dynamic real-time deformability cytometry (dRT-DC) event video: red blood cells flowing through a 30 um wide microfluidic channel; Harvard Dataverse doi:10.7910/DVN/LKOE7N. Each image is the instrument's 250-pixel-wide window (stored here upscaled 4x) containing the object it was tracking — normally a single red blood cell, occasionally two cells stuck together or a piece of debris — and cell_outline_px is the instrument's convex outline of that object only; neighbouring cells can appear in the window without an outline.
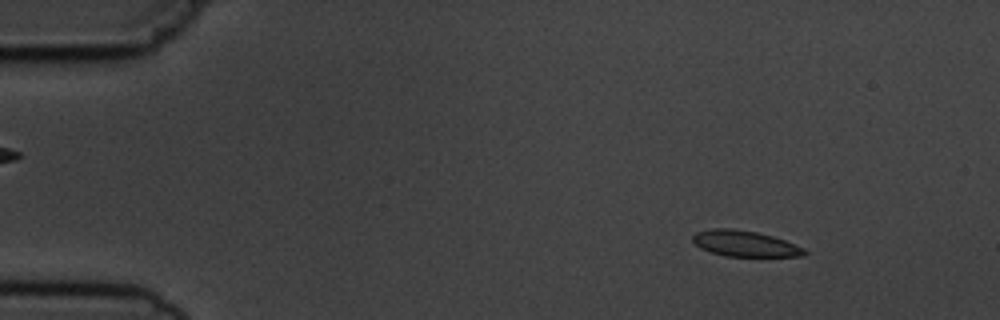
{"species": "common noctule bat (a hibernating species)", "species_latin": "Nyctalus noctula", "temperature_condition": "cold", "stored_images_in_passage": 7, "camera_frame_rate_fps": 3000, "um_per_image_px": 0.085, "animal": {"sex": "male", "body_mass_g": 19.5, "forearm_length_mm": 54.6}, "frame": {"image": 1, "passage_image": 1, "time_ms": 0.0, "image_size_px": [1000, 320], "cell_outline_px": [[808, 252], [804, 256], [724, 256], [700, 248], [692, 240], [692, 236], [696, 232], [712, 228], [732, 228], [756, 232], [772, 236], [784, 240], [804, 248]], "centroid_in_image_um": [63.3, 20.7], "position_along_channel_um": 21.7, "area_um2": 16.76}}
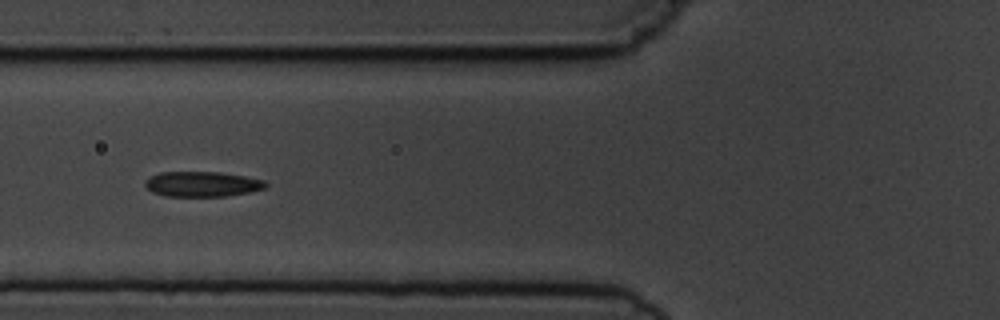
{"frame": {"image": 2, "passage_image": 5, "time_ms": 4.667, "image_size_px": [1000, 320], "cell_outline_px": [[268, 184], [264, 188], [248, 192], [224, 196], [164, 196], [152, 192], [144, 184], [144, 180], [148, 176], [160, 172], [220, 172], [244, 176], [264, 180]], "centroid_in_image_um": [17.13, 15.64], "position_along_channel_um": 108.7, "area_um2": 17.69}}
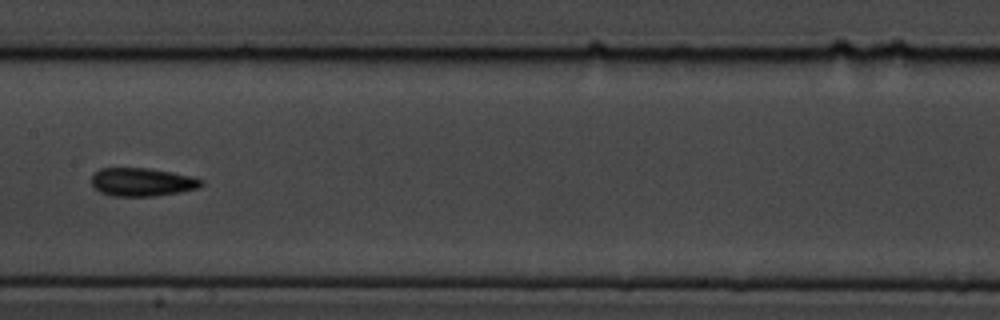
{"frame": {"image": 3, "passage_image": 7, "time_ms": 7.0, "image_size_px": [1000, 320], "cell_outline_px": [[204, 184], [200, 188], [180, 192], [156, 196], [112, 196], [100, 192], [92, 184], [92, 176], [100, 168], [148, 168], [172, 172], [192, 176], [204, 180]], "centroid_in_image_um": [12.13, 15.48], "position_along_channel_um": 195.3, "area_um2": 18.21}}